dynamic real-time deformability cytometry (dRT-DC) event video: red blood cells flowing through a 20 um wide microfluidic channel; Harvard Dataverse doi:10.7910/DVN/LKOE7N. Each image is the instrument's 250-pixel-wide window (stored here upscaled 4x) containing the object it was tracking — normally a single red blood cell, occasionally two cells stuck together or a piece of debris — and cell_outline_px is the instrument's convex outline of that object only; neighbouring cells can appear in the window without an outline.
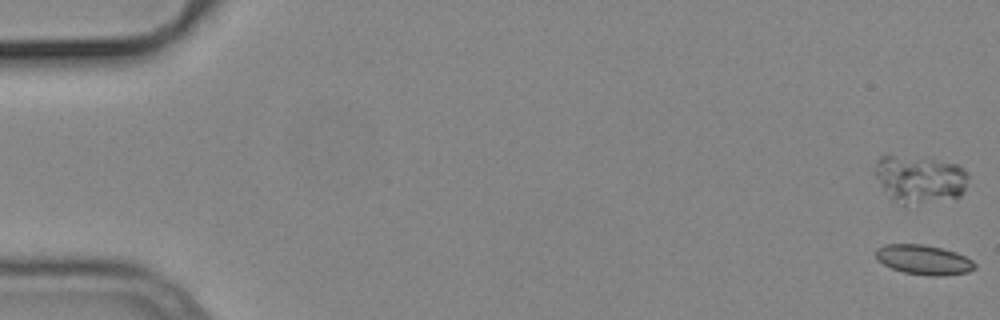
{"species": "common noctule bat (a hibernating species)", "species_latin": "Nyctalus noctula", "temperature_condition": "cold", "stored_images_in_passage": 55, "camera_frame_rate_fps": 3000, "um_per_image_px": 0.085, "animal": {"sex": "male", "body_mass_g": 19.2, "forearm_length_mm": 51.8}, "frame": {"image": 1, "passage_image": 1, "time_ms": 0.0, "image_size_px": [1000, 320], "cell_outline_px": [[976, 268], [968, 272], [944, 276], [928, 276], [904, 272], [892, 268], [884, 264], [876, 256], [876, 248], [884, 244], [924, 244], [956, 252], [972, 260], [976, 264]], "centroid_in_image_um": [78.54, 22.08], "position_along_channel_um": 6.5, "area_um2": 17.11}}